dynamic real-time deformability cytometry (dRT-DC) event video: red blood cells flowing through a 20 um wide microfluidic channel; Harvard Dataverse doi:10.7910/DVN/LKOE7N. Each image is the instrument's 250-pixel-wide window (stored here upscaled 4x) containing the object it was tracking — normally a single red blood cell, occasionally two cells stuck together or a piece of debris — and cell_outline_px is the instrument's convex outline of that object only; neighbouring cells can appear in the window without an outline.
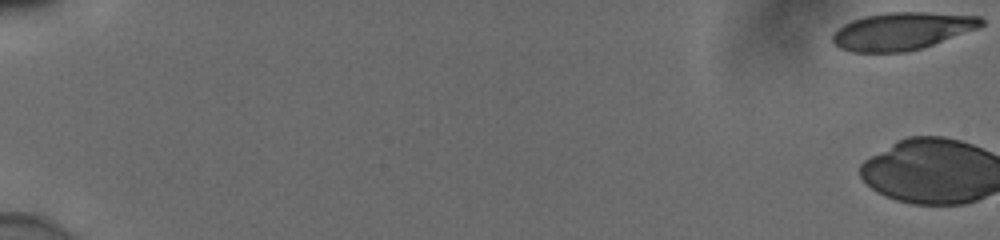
{"species": "human", "species_latin": "Homo sapiens", "temperature_condition": "cold", "stored_images_in_passage": 3, "camera_frame_rate_fps": 3000, "um_per_image_px": 0.085, "donor": {"sex": "male"}, "frame": {"image": 1, "passage_image": 1, "time_ms": 0.0, "image_size_px": [1000, 240], "cell_outline_px": [[984, 24], [980, 28], [908, 52], [852, 52], [840, 48], [832, 44], [832, 32], [836, 28], [852, 20], [864, 16], [888, 12], [928, 12], [980, 16], [984, 20]], "centroid_in_image_um": [76.65, 2.64], "position_along_channel_um": 8.4, "area_um2": 32.71}}